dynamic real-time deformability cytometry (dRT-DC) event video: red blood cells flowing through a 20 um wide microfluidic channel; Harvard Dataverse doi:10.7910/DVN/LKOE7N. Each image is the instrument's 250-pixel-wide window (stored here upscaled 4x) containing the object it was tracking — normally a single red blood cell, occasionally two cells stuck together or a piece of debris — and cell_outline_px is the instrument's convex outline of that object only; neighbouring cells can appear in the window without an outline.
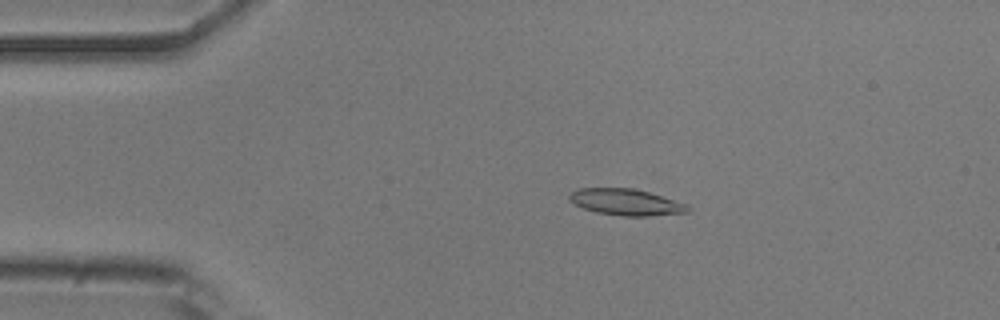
{"species": "common noctule bat (a hibernating species)", "species_latin": "Nyctalus noctula", "temperature_condition": "room temperature", "stored_images_in_passage": 14, "camera_frame_rate_fps": 3000, "um_per_image_px": 0.085, "animal": {"sex": "male", "body_mass_g": 20.5, "forearm_length_mm": 52.5}, "frame": {"image": 1, "passage_image": 10, "time_ms": 3.0, "image_size_px": [1000, 320], "cell_outline_px": [[692, 208], [688, 212], [648, 216], [620, 216], [596, 212], [584, 208], [568, 200], [568, 196], [576, 188], [632, 188], [648, 192], [688, 204]], "centroid_in_image_um": [53.21, 17.18], "position_along_channel_um": 31.8, "area_um2": 18.21}}